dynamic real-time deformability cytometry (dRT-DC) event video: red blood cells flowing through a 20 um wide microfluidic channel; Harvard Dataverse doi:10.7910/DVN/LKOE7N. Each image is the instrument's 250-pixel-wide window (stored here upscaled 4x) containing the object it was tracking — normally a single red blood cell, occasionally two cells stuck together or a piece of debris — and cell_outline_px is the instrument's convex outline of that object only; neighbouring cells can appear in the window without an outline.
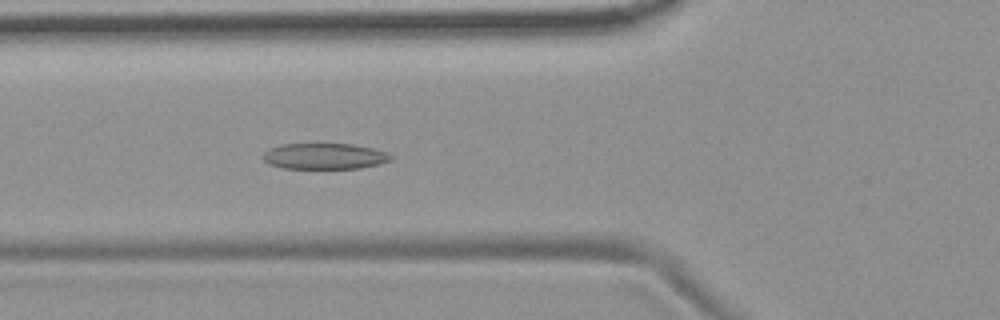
{"species": "common noctule bat (a hibernating species)", "species_latin": "Nyctalus noctula", "temperature_condition": "room temperature", "stored_images_in_passage": 56, "camera_frame_rate_fps": 3000, "um_per_image_px": 0.085, "animal": {"sex": "female", "body_mass_g": 19.9}, "frame": {"image": 1, "passage_image": 21, "time_ms": 6.667, "image_size_px": [1000, 320], "cell_outline_px": [[392, 160], [380, 164], [360, 168], [280, 168], [268, 164], [260, 156], [264, 152], [280, 144], [352, 144], [372, 148], [388, 152], [392, 156]], "centroid_in_image_um": [27.58, 13.28], "position_along_channel_um": 98.2, "area_um2": 19.42}}
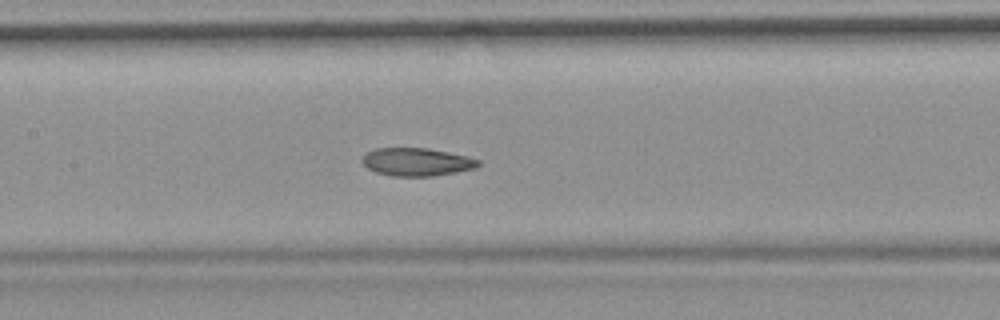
{"frame": {"image": 2, "passage_image": 27, "time_ms": 8.667, "image_size_px": [1000, 320], "cell_outline_px": [[480, 164], [476, 168], [456, 172], [432, 176], [392, 176], [376, 172], [368, 168], [360, 160], [368, 152], [376, 148], [428, 148], [468, 156], [480, 160]], "centroid_in_image_um": [35.44, 13.76], "position_along_channel_um": 172.0, "area_um2": 18.9}}
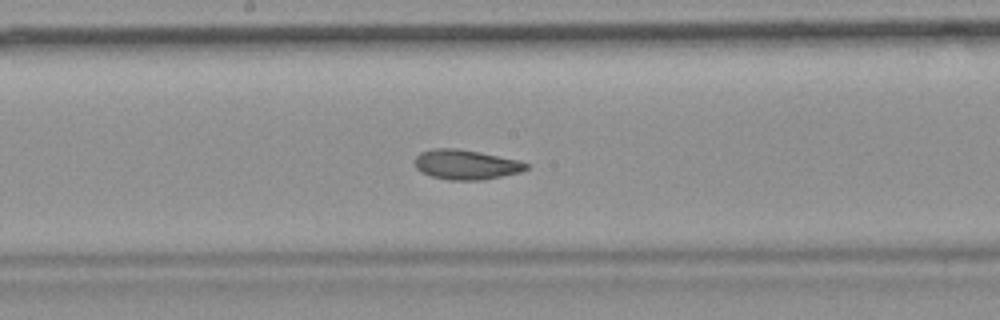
{"frame": {"image": 3, "passage_image": 30, "time_ms": 9.667, "image_size_px": [1000, 320], "cell_outline_px": [[532, 164], [528, 168], [520, 172], [484, 180], [448, 180], [432, 176], [420, 172], [416, 168], [412, 160], [420, 152], [432, 148], [456, 148], [480, 152], [520, 160]], "centroid_in_image_um": [39.6, 13.98], "position_along_channel_um": 208.6, "area_um2": 19.71}, "authors_computed_cell_mechanics": {"area_um2": 20.2878, "velocity_mm_per_s": 3.6763, "shape_relaxation_time_tau1_ms": null, "shape_relaxation_time_tau2_ms": 2.5674, "deformation_change_tau1": null, "deformation_change_tau2": 0.068}}